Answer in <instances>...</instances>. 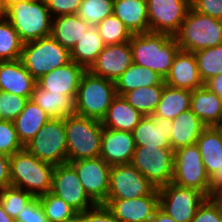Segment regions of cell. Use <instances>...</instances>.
Wrapping results in <instances>:
<instances>
[{
    "instance_id": "1",
    "label": "cell",
    "mask_w": 222,
    "mask_h": 222,
    "mask_svg": "<svg viewBox=\"0 0 222 222\" xmlns=\"http://www.w3.org/2000/svg\"><path fill=\"white\" fill-rule=\"evenodd\" d=\"M129 45L133 63L155 71L163 79L180 50L175 37L165 33L133 34Z\"/></svg>"
},
{
    "instance_id": "2",
    "label": "cell",
    "mask_w": 222,
    "mask_h": 222,
    "mask_svg": "<svg viewBox=\"0 0 222 222\" xmlns=\"http://www.w3.org/2000/svg\"><path fill=\"white\" fill-rule=\"evenodd\" d=\"M53 164L41 161L25 148L10 156L11 186L40 197L51 191Z\"/></svg>"
},
{
    "instance_id": "3",
    "label": "cell",
    "mask_w": 222,
    "mask_h": 222,
    "mask_svg": "<svg viewBox=\"0 0 222 222\" xmlns=\"http://www.w3.org/2000/svg\"><path fill=\"white\" fill-rule=\"evenodd\" d=\"M5 18L23 43L51 36L52 15L45 0H27L6 7Z\"/></svg>"
},
{
    "instance_id": "4",
    "label": "cell",
    "mask_w": 222,
    "mask_h": 222,
    "mask_svg": "<svg viewBox=\"0 0 222 222\" xmlns=\"http://www.w3.org/2000/svg\"><path fill=\"white\" fill-rule=\"evenodd\" d=\"M67 139V162L100 157L101 121L76 114L64 118Z\"/></svg>"
},
{
    "instance_id": "5",
    "label": "cell",
    "mask_w": 222,
    "mask_h": 222,
    "mask_svg": "<svg viewBox=\"0 0 222 222\" xmlns=\"http://www.w3.org/2000/svg\"><path fill=\"white\" fill-rule=\"evenodd\" d=\"M116 96L114 81L95 76L87 70L77 90L75 114L101 121Z\"/></svg>"
},
{
    "instance_id": "6",
    "label": "cell",
    "mask_w": 222,
    "mask_h": 222,
    "mask_svg": "<svg viewBox=\"0 0 222 222\" xmlns=\"http://www.w3.org/2000/svg\"><path fill=\"white\" fill-rule=\"evenodd\" d=\"M180 50L196 52L222 43V20L188 10L179 31L174 35Z\"/></svg>"
},
{
    "instance_id": "7",
    "label": "cell",
    "mask_w": 222,
    "mask_h": 222,
    "mask_svg": "<svg viewBox=\"0 0 222 222\" xmlns=\"http://www.w3.org/2000/svg\"><path fill=\"white\" fill-rule=\"evenodd\" d=\"M20 59L36 80L71 62L70 50L61 46L52 36L23 43Z\"/></svg>"
},
{
    "instance_id": "8",
    "label": "cell",
    "mask_w": 222,
    "mask_h": 222,
    "mask_svg": "<svg viewBox=\"0 0 222 222\" xmlns=\"http://www.w3.org/2000/svg\"><path fill=\"white\" fill-rule=\"evenodd\" d=\"M24 148L41 161L67 163V139L64 119H50Z\"/></svg>"
},
{
    "instance_id": "9",
    "label": "cell",
    "mask_w": 222,
    "mask_h": 222,
    "mask_svg": "<svg viewBox=\"0 0 222 222\" xmlns=\"http://www.w3.org/2000/svg\"><path fill=\"white\" fill-rule=\"evenodd\" d=\"M174 150L171 147L136 146L131 164L156 188L172 183Z\"/></svg>"
},
{
    "instance_id": "10",
    "label": "cell",
    "mask_w": 222,
    "mask_h": 222,
    "mask_svg": "<svg viewBox=\"0 0 222 222\" xmlns=\"http://www.w3.org/2000/svg\"><path fill=\"white\" fill-rule=\"evenodd\" d=\"M172 183L194 188L207 197L210 193V177L207 175L201 153L196 144L174 151Z\"/></svg>"
},
{
    "instance_id": "11",
    "label": "cell",
    "mask_w": 222,
    "mask_h": 222,
    "mask_svg": "<svg viewBox=\"0 0 222 222\" xmlns=\"http://www.w3.org/2000/svg\"><path fill=\"white\" fill-rule=\"evenodd\" d=\"M158 191L159 208L176 222H190L207 199V196L197 189L174 183L162 185Z\"/></svg>"
},
{
    "instance_id": "12",
    "label": "cell",
    "mask_w": 222,
    "mask_h": 222,
    "mask_svg": "<svg viewBox=\"0 0 222 222\" xmlns=\"http://www.w3.org/2000/svg\"><path fill=\"white\" fill-rule=\"evenodd\" d=\"M155 189L131 163L111 166L107 199H134L150 195Z\"/></svg>"
},
{
    "instance_id": "13",
    "label": "cell",
    "mask_w": 222,
    "mask_h": 222,
    "mask_svg": "<svg viewBox=\"0 0 222 222\" xmlns=\"http://www.w3.org/2000/svg\"><path fill=\"white\" fill-rule=\"evenodd\" d=\"M76 212H84L97 205L86 193L75 168L70 163L55 165L51 191Z\"/></svg>"
},
{
    "instance_id": "14",
    "label": "cell",
    "mask_w": 222,
    "mask_h": 222,
    "mask_svg": "<svg viewBox=\"0 0 222 222\" xmlns=\"http://www.w3.org/2000/svg\"><path fill=\"white\" fill-rule=\"evenodd\" d=\"M149 32L174 36L180 29L188 10L190 0H146Z\"/></svg>"
},
{
    "instance_id": "15",
    "label": "cell",
    "mask_w": 222,
    "mask_h": 222,
    "mask_svg": "<svg viewBox=\"0 0 222 222\" xmlns=\"http://www.w3.org/2000/svg\"><path fill=\"white\" fill-rule=\"evenodd\" d=\"M78 175L87 195L96 203L104 204L109 190L110 170L101 157L69 162Z\"/></svg>"
},
{
    "instance_id": "16",
    "label": "cell",
    "mask_w": 222,
    "mask_h": 222,
    "mask_svg": "<svg viewBox=\"0 0 222 222\" xmlns=\"http://www.w3.org/2000/svg\"><path fill=\"white\" fill-rule=\"evenodd\" d=\"M103 205L119 222H146L159 208V191L134 199H106Z\"/></svg>"
},
{
    "instance_id": "17",
    "label": "cell",
    "mask_w": 222,
    "mask_h": 222,
    "mask_svg": "<svg viewBox=\"0 0 222 222\" xmlns=\"http://www.w3.org/2000/svg\"><path fill=\"white\" fill-rule=\"evenodd\" d=\"M132 63L129 42L105 45L88 71L95 76L115 82Z\"/></svg>"
},
{
    "instance_id": "18",
    "label": "cell",
    "mask_w": 222,
    "mask_h": 222,
    "mask_svg": "<svg viewBox=\"0 0 222 222\" xmlns=\"http://www.w3.org/2000/svg\"><path fill=\"white\" fill-rule=\"evenodd\" d=\"M86 71L83 66L71 61L41 76L37 85L48 93H62L75 101L81 78Z\"/></svg>"
},
{
    "instance_id": "19",
    "label": "cell",
    "mask_w": 222,
    "mask_h": 222,
    "mask_svg": "<svg viewBox=\"0 0 222 222\" xmlns=\"http://www.w3.org/2000/svg\"><path fill=\"white\" fill-rule=\"evenodd\" d=\"M135 147L132 132L103 127L100 157L108 165L131 163Z\"/></svg>"
},
{
    "instance_id": "20",
    "label": "cell",
    "mask_w": 222,
    "mask_h": 222,
    "mask_svg": "<svg viewBox=\"0 0 222 222\" xmlns=\"http://www.w3.org/2000/svg\"><path fill=\"white\" fill-rule=\"evenodd\" d=\"M164 82L170 87L191 91L204 86L194 53L179 50Z\"/></svg>"
},
{
    "instance_id": "21",
    "label": "cell",
    "mask_w": 222,
    "mask_h": 222,
    "mask_svg": "<svg viewBox=\"0 0 222 222\" xmlns=\"http://www.w3.org/2000/svg\"><path fill=\"white\" fill-rule=\"evenodd\" d=\"M172 127L170 119L144 116L132 131L135 146L171 147Z\"/></svg>"
},
{
    "instance_id": "22",
    "label": "cell",
    "mask_w": 222,
    "mask_h": 222,
    "mask_svg": "<svg viewBox=\"0 0 222 222\" xmlns=\"http://www.w3.org/2000/svg\"><path fill=\"white\" fill-rule=\"evenodd\" d=\"M37 80L27 71L21 59L0 61V91L30 99Z\"/></svg>"
},
{
    "instance_id": "23",
    "label": "cell",
    "mask_w": 222,
    "mask_h": 222,
    "mask_svg": "<svg viewBox=\"0 0 222 222\" xmlns=\"http://www.w3.org/2000/svg\"><path fill=\"white\" fill-rule=\"evenodd\" d=\"M113 14L126 25L132 34L149 32L146 0H114Z\"/></svg>"
},
{
    "instance_id": "24",
    "label": "cell",
    "mask_w": 222,
    "mask_h": 222,
    "mask_svg": "<svg viewBox=\"0 0 222 222\" xmlns=\"http://www.w3.org/2000/svg\"><path fill=\"white\" fill-rule=\"evenodd\" d=\"M190 110L206 125L213 127L222 114V99L206 86L192 91Z\"/></svg>"
},
{
    "instance_id": "25",
    "label": "cell",
    "mask_w": 222,
    "mask_h": 222,
    "mask_svg": "<svg viewBox=\"0 0 222 222\" xmlns=\"http://www.w3.org/2000/svg\"><path fill=\"white\" fill-rule=\"evenodd\" d=\"M144 116L117 95L101 120L104 128L132 132Z\"/></svg>"
},
{
    "instance_id": "26",
    "label": "cell",
    "mask_w": 222,
    "mask_h": 222,
    "mask_svg": "<svg viewBox=\"0 0 222 222\" xmlns=\"http://www.w3.org/2000/svg\"><path fill=\"white\" fill-rule=\"evenodd\" d=\"M173 133L170 138L171 148L196 144L206 125L189 109L172 120Z\"/></svg>"
},
{
    "instance_id": "27",
    "label": "cell",
    "mask_w": 222,
    "mask_h": 222,
    "mask_svg": "<svg viewBox=\"0 0 222 222\" xmlns=\"http://www.w3.org/2000/svg\"><path fill=\"white\" fill-rule=\"evenodd\" d=\"M206 173L211 177L222 167V132L215 126L206 127L196 141Z\"/></svg>"
},
{
    "instance_id": "28",
    "label": "cell",
    "mask_w": 222,
    "mask_h": 222,
    "mask_svg": "<svg viewBox=\"0 0 222 222\" xmlns=\"http://www.w3.org/2000/svg\"><path fill=\"white\" fill-rule=\"evenodd\" d=\"M90 27L77 14L56 16L52 19L51 36L61 46L71 50Z\"/></svg>"
},
{
    "instance_id": "29",
    "label": "cell",
    "mask_w": 222,
    "mask_h": 222,
    "mask_svg": "<svg viewBox=\"0 0 222 222\" xmlns=\"http://www.w3.org/2000/svg\"><path fill=\"white\" fill-rule=\"evenodd\" d=\"M30 100L39 105L53 119H64L75 114V101L62 93H48L37 84L33 88Z\"/></svg>"
},
{
    "instance_id": "30",
    "label": "cell",
    "mask_w": 222,
    "mask_h": 222,
    "mask_svg": "<svg viewBox=\"0 0 222 222\" xmlns=\"http://www.w3.org/2000/svg\"><path fill=\"white\" fill-rule=\"evenodd\" d=\"M50 119L39 105L29 99L13 121L21 143L25 146Z\"/></svg>"
},
{
    "instance_id": "31",
    "label": "cell",
    "mask_w": 222,
    "mask_h": 222,
    "mask_svg": "<svg viewBox=\"0 0 222 222\" xmlns=\"http://www.w3.org/2000/svg\"><path fill=\"white\" fill-rule=\"evenodd\" d=\"M114 83L119 96L141 87L166 85L164 79L155 71L135 63H132Z\"/></svg>"
},
{
    "instance_id": "32",
    "label": "cell",
    "mask_w": 222,
    "mask_h": 222,
    "mask_svg": "<svg viewBox=\"0 0 222 222\" xmlns=\"http://www.w3.org/2000/svg\"><path fill=\"white\" fill-rule=\"evenodd\" d=\"M191 90L164 86L161 100L153 116L173 120L182 112L190 109Z\"/></svg>"
},
{
    "instance_id": "33",
    "label": "cell",
    "mask_w": 222,
    "mask_h": 222,
    "mask_svg": "<svg viewBox=\"0 0 222 222\" xmlns=\"http://www.w3.org/2000/svg\"><path fill=\"white\" fill-rule=\"evenodd\" d=\"M105 44L97 28L91 26L70 50L71 61L88 70L102 52Z\"/></svg>"
},
{
    "instance_id": "34",
    "label": "cell",
    "mask_w": 222,
    "mask_h": 222,
    "mask_svg": "<svg viewBox=\"0 0 222 222\" xmlns=\"http://www.w3.org/2000/svg\"><path fill=\"white\" fill-rule=\"evenodd\" d=\"M165 85H152L126 92L122 97L143 116H152L161 100Z\"/></svg>"
},
{
    "instance_id": "35",
    "label": "cell",
    "mask_w": 222,
    "mask_h": 222,
    "mask_svg": "<svg viewBox=\"0 0 222 222\" xmlns=\"http://www.w3.org/2000/svg\"><path fill=\"white\" fill-rule=\"evenodd\" d=\"M22 47L18 32L5 17L0 18V61L20 59Z\"/></svg>"
},
{
    "instance_id": "36",
    "label": "cell",
    "mask_w": 222,
    "mask_h": 222,
    "mask_svg": "<svg viewBox=\"0 0 222 222\" xmlns=\"http://www.w3.org/2000/svg\"><path fill=\"white\" fill-rule=\"evenodd\" d=\"M199 75L205 83L210 78L222 74V43L216 47L194 52Z\"/></svg>"
},
{
    "instance_id": "37",
    "label": "cell",
    "mask_w": 222,
    "mask_h": 222,
    "mask_svg": "<svg viewBox=\"0 0 222 222\" xmlns=\"http://www.w3.org/2000/svg\"><path fill=\"white\" fill-rule=\"evenodd\" d=\"M96 28L105 45L129 42L133 35L114 14L107 16Z\"/></svg>"
},
{
    "instance_id": "38",
    "label": "cell",
    "mask_w": 222,
    "mask_h": 222,
    "mask_svg": "<svg viewBox=\"0 0 222 222\" xmlns=\"http://www.w3.org/2000/svg\"><path fill=\"white\" fill-rule=\"evenodd\" d=\"M113 3L114 0H82L77 15L96 27L107 16L113 14Z\"/></svg>"
},
{
    "instance_id": "39",
    "label": "cell",
    "mask_w": 222,
    "mask_h": 222,
    "mask_svg": "<svg viewBox=\"0 0 222 222\" xmlns=\"http://www.w3.org/2000/svg\"><path fill=\"white\" fill-rule=\"evenodd\" d=\"M38 199L49 222H64L77 213L63 199L52 192H48Z\"/></svg>"
},
{
    "instance_id": "40",
    "label": "cell",
    "mask_w": 222,
    "mask_h": 222,
    "mask_svg": "<svg viewBox=\"0 0 222 222\" xmlns=\"http://www.w3.org/2000/svg\"><path fill=\"white\" fill-rule=\"evenodd\" d=\"M33 198L29 192L13 186L0 190V202L5 212L14 219Z\"/></svg>"
},
{
    "instance_id": "41",
    "label": "cell",
    "mask_w": 222,
    "mask_h": 222,
    "mask_svg": "<svg viewBox=\"0 0 222 222\" xmlns=\"http://www.w3.org/2000/svg\"><path fill=\"white\" fill-rule=\"evenodd\" d=\"M24 149L13 121L0 120V153L11 156Z\"/></svg>"
},
{
    "instance_id": "42",
    "label": "cell",
    "mask_w": 222,
    "mask_h": 222,
    "mask_svg": "<svg viewBox=\"0 0 222 222\" xmlns=\"http://www.w3.org/2000/svg\"><path fill=\"white\" fill-rule=\"evenodd\" d=\"M27 101L25 97L0 91V120L14 121Z\"/></svg>"
},
{
    "instance_id": "43",
    "label": "cell",
    "mask_w": 222,
    "mask_h": 222,
    "mask_svg": "<svg viewBox=\"0 0 222 222\" xmlns=\"http://www.w3.org/2000/svg\"><path fill=\"white\" fill-rule=\"evenodd\" d=\"M15 220L16 222H49L38 197H34L27 203L23 207V211L18 213Z\"/></svg>"
},
{
    "instance_id": "44",
    "label": "cell",
    "mask_w": 222,
    "mask_h": 222,
    "mask_svg": "<svg viewBox=\"0 0 222 222\" xmlns=\"http://www.w3.org/2000/svg\"><path fill=\"white\" fill-rule=\"evenodd\" d=\"M52 17L77 14L82 0H45Z\"/></svg>"
},
{
    "instance_id": "45",
    "label": "cell",
    "mask_w": 222,
    "mask_h": 222,
    "mask_svg": "<svg viewBox=\"0 0 222 222\" xmlns=\"http://www.w3.org/2000/svg\"><path fill=\"white\" fill-rule=\"evenodd\" d=\"M190 6L198 13L222 20V0H190Z\"/></svg>"
},
{
    "instance_id": "46",
    "label": "cell",
    "mask_w": 222,
    "mask_h": 222,
    "mask_svg": "<svg viewBox=\"0 0 222 222\" xmlns=\"http://www.w3.org/2000/svg\"><path fill=\"white\" fill-rule=\"evenodd\" d=\"M190 222H222V214L207 198Z\"/></svg>"
},
{
    "instance_id": "47",
    "label": "cell",
    "mask_w": 222,
    "mask_h": 222,
    "mask_svg": "<svg viewBox=\"0 0 222 222\" xmlns=\"http://www.w3.org/2000/svg\"><path fill=\"white\" fill-rule=\"evenodd\" d=\"M84 222H119L112 212L103 204L84 211Z\"/></svg>"
},
{
    "instance_id": "48",
    "label": "cell",
    "mask_w": 222,
    "mask_h": 222,
    "mask_svg": "<svg viewBox=\"0 0 222 222\" xmlns=\"http://www.w3.org/2000/svg\"><path fill=\"white\" fill-rule=\"evenodd\" d=\"M11 186L10 156L0 153V190Z\"/></svg>"
},
{
    "instance_id": "49",
    "label": "cell",
    "mask_w": 222,
    "mask_h": 222,
    "mask_svg": "<svg viewBox=\"0 0 222 222\" xmlns=\"http://www.w3.org/2000/svg\"><path fill=\"white\" fill-rule=\"evenodd\" d=\"M204 86L222 99V74L210 78L204 83Z\"/></svg>"
},
{
    "instance_id": "50",
    "label": "cell",
    "mask_w": 222,
    "mask_h": 222,
    "mask_svg": "<svg viewBox=\"0 0 222 222\" xmlns=\"http://www.w3.org/2000/svg\"><path fill=\"white\" fill-rule=\"evenodd\" d=\"M222 214V185L216 188H210V193L207 197Z\"/></svg>"
},
{
    "instance_id": "51",
    "label": "cell",
    "mask_w": 222,
    "mask_h": 222,
    "mask_svg": "<svg viewBox=\"0 0 222 222\" xmlns=\"http://www.w3.org/2000/svg\"><path fill=\"white\" fill-rule=\"evenodd\" d=\"M146 222H176L172 217L163 212L160 208L155 212L154 217L148 219Z\"/></svg>"
},
{
    "instance_id": "52",
    "label": "cell",
    "mask_w": 222,
    "mask_h": 222,
    "mask_svg": "<svg viewBox=\"0 0 222 222\" xmlns=\"http://www.w3.org/2000/svg\"><path fill=\"white\" fill-rule=\"evenodd\" d=\"M222 185V167L210 177V188H216Z\"/></svg>"
},
{
    "instance_id": "53",
    "label": "cell",
    "mask_w": 222,
    "mask_h": 222,
    "mask_svg": "<svg viewBox=\"0 0 222 222\" xmlns=\"http://www.w3.org/2000/svg\"><path fill=\"white\" fill-rule=\"evenodd\" d=\"M0 222H16V220L10 217L4 210L3 205L0 202Z\"/></svg>"
},
{
    "instance_id": "54",
    "label": "cell",
    "mask_w": 222,
    "mask_h": 222,
    "mask_svg": "<svg viewBox=\"0 0 222 222\" xmlns=\"http://www.w3.org/2000/svg\"><path fill=\"white\" fill-rule=\"evenodd\" d=\"M64 222H84V212H77Z\"/></svg>"
},
{
    "instance_id": "55",
    "label": "cell",
    "mask_w": 222,
    "mask_h": 222,
    "mask_svg": "<svg viewBox=\"0 0 222 222\" xmlns=\"http://www.w3.org/2000/svg\"><path fill=\"white\" fill-rule=\"evenodd\" d=\"M6 7L4 5V1L0 0V18L5 17Z\"/></svg>"
},
{
    "instance_id": "56",
    "label": "cell",
    "mask_w": 222,
    "mask_h": 222,
    "mask_svg": "<svg viewBox=\"0 0 222 222\" xmlns=\"http://www.w3.org/2000/svg\"><path fill=\"white\" fill-rule=\"evenodd\" d=\"M3 1H4L5 7H7L8 5H10L12 3L22 2V1H27V0H3Z\"/></svg>"
},
{
    "instance_id": "57",
    "label": "cell",
    "mask_w": 222,
    "mask_h": 222,
    "mask_svg": "<svg viewBox=\"0 0 222 222\" xmlns=\"http://www.w3.org/2000/svg\"><path fill=\"white\" fill-rule=\"evenodd\" d=\"M215 127L222 132V114H221L219 122L216 124Z\"/></svg>"
}]
</instances>
